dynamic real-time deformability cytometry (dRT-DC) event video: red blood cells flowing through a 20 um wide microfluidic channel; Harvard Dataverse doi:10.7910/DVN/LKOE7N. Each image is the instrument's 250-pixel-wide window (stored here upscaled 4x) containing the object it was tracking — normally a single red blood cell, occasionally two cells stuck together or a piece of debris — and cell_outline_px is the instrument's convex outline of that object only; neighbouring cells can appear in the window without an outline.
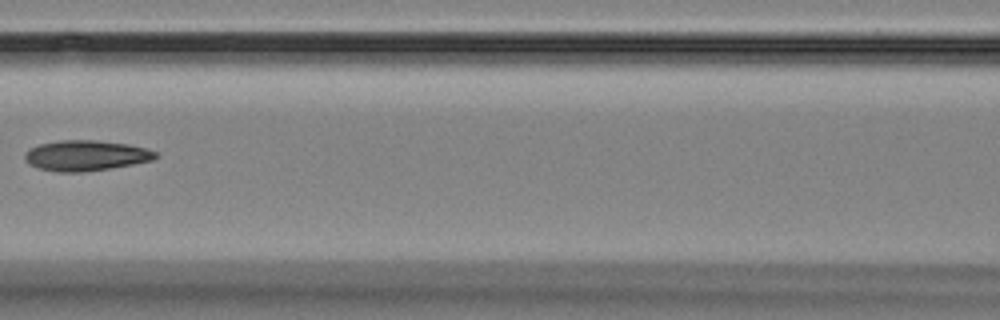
{"species": "Egyptian fruit bat (a non-hibernating species)", "species_latin": "Rousettus aegyptiacus", "temperature_condition": "room temperature", "stored_images_in_passage": 17, "segment_of_instrument_passage": [1, 2], "camera_frame_rate_fps": 3000, "um_per_image_px": 0.085, "animal": {"sex": "female"}, "frame": {"image": 1, "passage_image": 7, "time_ms": 7.667, "image_size_px": [1000, 320], "cell_outline_px": [[160, 156], [152, 160], [112, 168], [84, 172], [56, 172], [36, 168], [28, 164], [24, 160], [24, 152], [28, 148], [40, 144], [60, 140], [96, 140], [128, 144], [144, 148], [156, 152]], "centroid_in_image_um": [7.24, 13.23], "position_along_channel_um": 159.4, "area_um2": 23.47}}
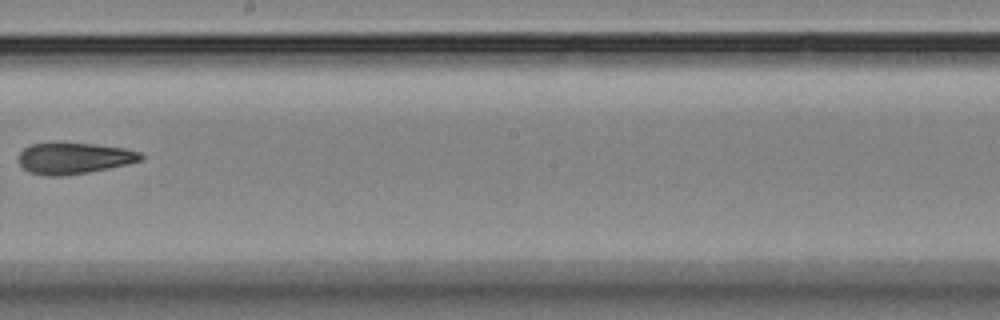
{"frame": {"image": 2, "passage_image": 9, "time_ms": 10.0, "image_size_px": [1000, 320], "cell_outline_px": [[144, 156], [140, 160], [128, 164], [88, 172], [64, 176], [48, 176], [28, 172], [16, 160], [20, 152], [24, 148], [32, 144], [52, 140], [96, 144], [124, 148], [140, 152]], "centroid_in_image_um": [6.22, 13.41], "position_along_channel_um": 242.0, "area_um2": 22.95}}
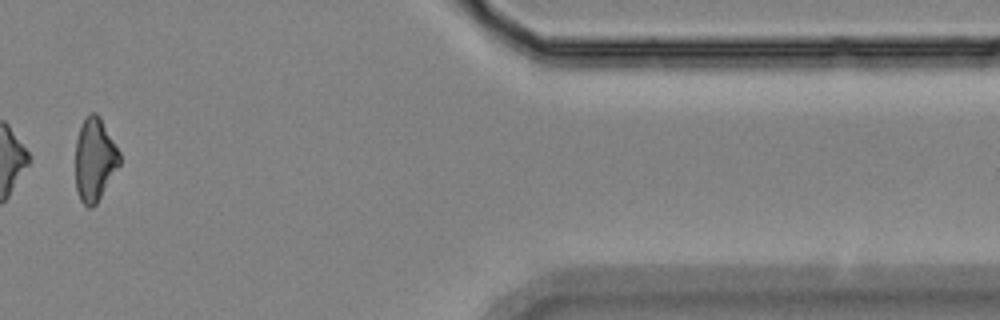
{"frame": {"image": 3, "passage_image": 14, "time_ms": 15.667, "image_size_px": [1000, 320], "cell_outline_px": [[120, 164], [96, 204], [92, 208], [88, 208], [80, 200], [76, 188], [76, 140], [80, 128], [88, 112], [96, 112], [100, 116], [120, 152]], "centroid_in_image_um": [8.05, 13.55], "position_along_channel_um": 403.4, "area_um2": 21.33}}